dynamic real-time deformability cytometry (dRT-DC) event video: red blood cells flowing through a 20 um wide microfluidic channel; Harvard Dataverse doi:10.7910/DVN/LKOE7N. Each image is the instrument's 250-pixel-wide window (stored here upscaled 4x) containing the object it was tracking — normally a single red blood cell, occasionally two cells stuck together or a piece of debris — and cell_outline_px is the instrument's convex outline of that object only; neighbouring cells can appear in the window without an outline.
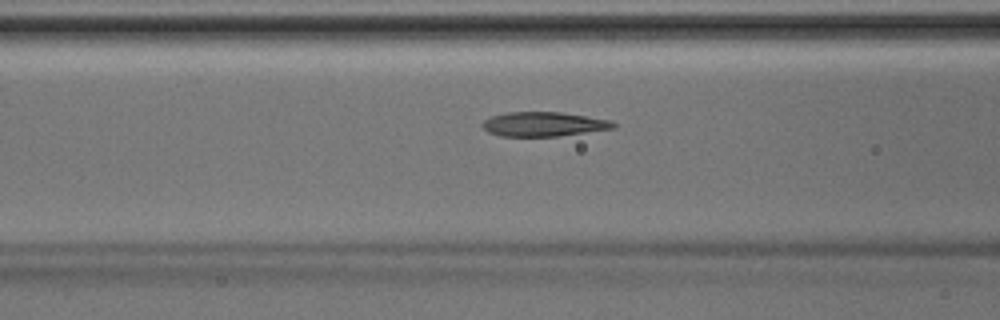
{"species": "Egyptian fruit bat (a non-hibernating species)", "species_latin": "Rousettus aegyptiacus", "temperature_condition": "room temperature", "stored_images_in_passage": 33, "camera_frame_rate_fps": 3000, "um_per_image_px": 0.085, "animal": {"sex": "male"}, "frame": {"image": 1, "passage_image": 8, "time_ms": 2.333, "image_size_px": [1000, 320], "cell_outline_px": [[616, 128], [560, 136], [500, 136], [488, 132], [480, 124], [484, 120], [492, 116], [508, 112], [560, 112], [612, 120], [616, 124]], "centroid_in_image_um": [46.23, 10.55], "position_along_channel_um": 120.4, "area_um2": 18.67}}
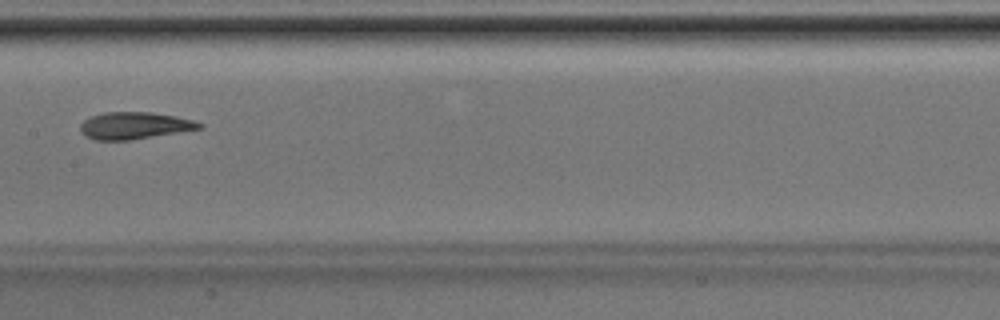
{"frame": {"image": 2, "passage_image": 13, "time_ms": 4.0, "image_size_px": [1000, 320], "cell_outline_px": [[204, 128], [180, 132], [128, 140], [96, 140], [84, 136], [80, 132], [80, 124], [84, 120], [92, 116], [104, 112], [152, 112], [196, 120], [204, 124]], "centroid_in_image_um": [11.44, 10.67], "position_along_channel_um": 196.0, "area_um2": 18.84}}
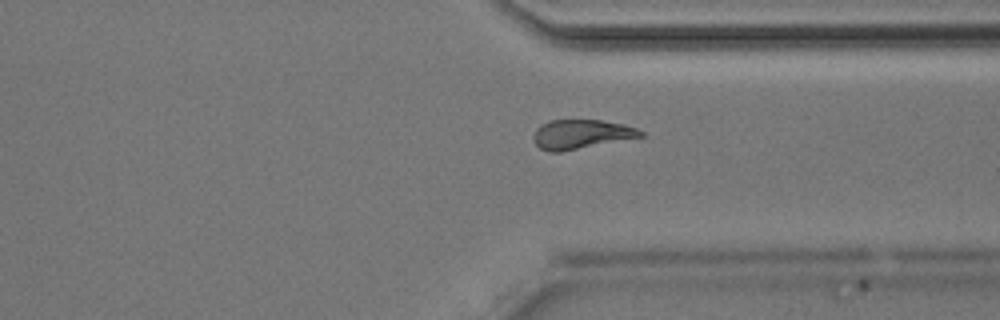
{"frame": {"image": 3, "passage_image": 24, "time_ms": 7.667, "image_size_px": [1000, 320], "cell_outline_px": [[644, 136], [560, 152], [548, 152], [540, 148], [536, 144], [532, 136], [536, 128], [540, 124], [548, 120], [600, 120], [624, 124], [636, 128], [644, 132]], "centroid_in_image_um": [49.37, 11.4], "position_along_channel_um": 362.0, "area_um2": 18.32}}